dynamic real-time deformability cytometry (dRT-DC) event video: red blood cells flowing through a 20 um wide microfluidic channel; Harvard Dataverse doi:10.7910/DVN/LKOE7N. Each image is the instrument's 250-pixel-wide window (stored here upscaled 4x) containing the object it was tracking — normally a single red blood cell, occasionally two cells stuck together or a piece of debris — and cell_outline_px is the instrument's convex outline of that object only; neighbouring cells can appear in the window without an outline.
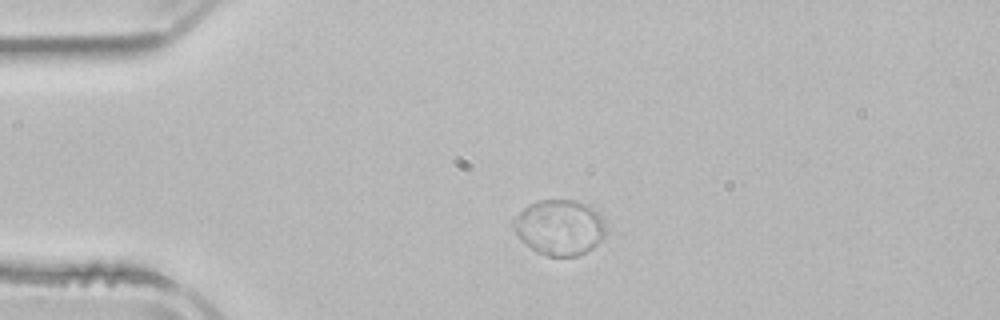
{"species": "common noctule bat (a hibernating species)", "species_latin": "Nyctalus noctula", "temperature_condition": "room temperature", "stored_images_in_passage": 1, "camera_frame_rate_fps": 3000, "um_per_image_px": 0.085, "animal": {"sex": "male", "body_mass_g": 21.5, "forearm_length_mm": 52.0}, "frame": {"image": 1, "passage_image": 1, "time_ms": 0.0, "image_size_px": [1000, 320], "cell_outline_px": [[604, 236], [592, 248], [576, 256], [548, 256], [536, 252], [520, 240], [516, 236], [512, 228], [512, 220], [528, 204], [540, 200], [572, 200], [584, 204], [596, 212], [600, 216], [604, 224]], "centroid_in_image_um": [47.49, 19.34], "position_along_channel_um": 37.5, "area_um2": 29.59}}